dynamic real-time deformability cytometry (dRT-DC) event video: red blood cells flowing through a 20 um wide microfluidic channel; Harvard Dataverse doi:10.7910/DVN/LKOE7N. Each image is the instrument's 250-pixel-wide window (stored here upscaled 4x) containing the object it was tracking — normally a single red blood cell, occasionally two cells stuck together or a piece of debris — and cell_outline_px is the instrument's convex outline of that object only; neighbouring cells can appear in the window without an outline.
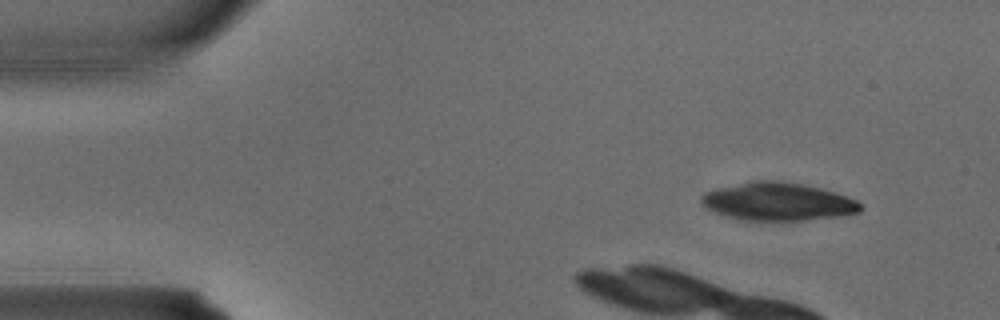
{"species": "common noctule bat (a hibernating species)", "species_latin": "Nyctalus noctula", "temperature_condition": "warm", "stored_images_in_passage": 3, "camera_frame_rate_fps": 3000, "um_per_image_px": 0.085, "animal": {"sex": "male", "body_mass_g": 15.6}, "frame": {"image": 1, "passage_image": 1, "time_ms": 0.0, "image_size_px": [1000, 320], "cell_outline_px": [[864, 208], [860, 212], [840, 216], [804, 220], [744, 220], [728, 216], [716, 212], [700, 204], [700, 196], [704, 192], [716, 188], [752, 180], [776, 180], [800, 184], [820, 188], [856, 200]], "centroid_in_image_um": [66.08, 17.13], "position_along_channel_um": 18.9, "area_um2": 35.03}}